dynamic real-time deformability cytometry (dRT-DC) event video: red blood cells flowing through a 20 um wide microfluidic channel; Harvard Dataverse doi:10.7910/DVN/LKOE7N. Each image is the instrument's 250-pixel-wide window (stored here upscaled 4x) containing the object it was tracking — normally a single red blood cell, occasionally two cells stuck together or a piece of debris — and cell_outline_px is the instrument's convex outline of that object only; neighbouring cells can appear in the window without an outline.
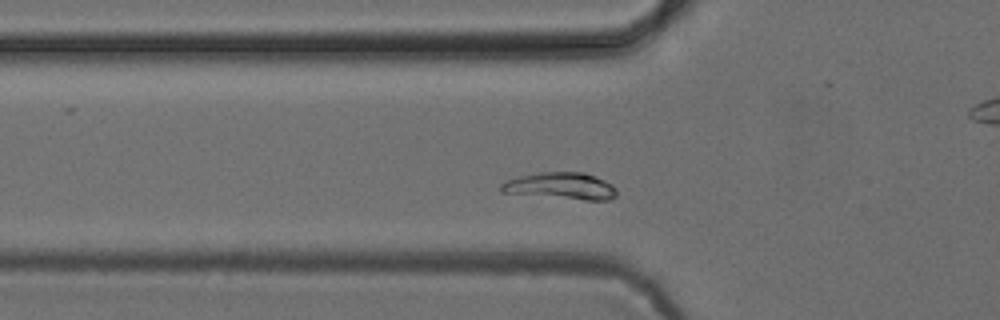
{"species": "common noctule bat (a hibernating species)", "species_latin": "Nyctalus noctula", "temperature_condition": "cold", "stored_images_in_passage": 42, "camera_frame_rate_fps": 3000, "um_per_image_px": 0.085, "animal": {"sex": "female", "body_mass_g": 24.6, "forearm_length_mm": 56.2}, "frame": {"image": 1, "passage_image": 7, "time_ms": 2.0, "image_size_px": [1000, 320], "cell_outline_px": [[616, 196], [608, 200], [584, 200], [500, 192], [500, 184], [508, 180], [520, 176], [540, 172], [584, 172], [604, 180], [612, 184], [616, 188]], "centroid_in_image_um": [47.69, 15.81], "position_along_channel_um": 78.1, "area_um2": 17.98}}
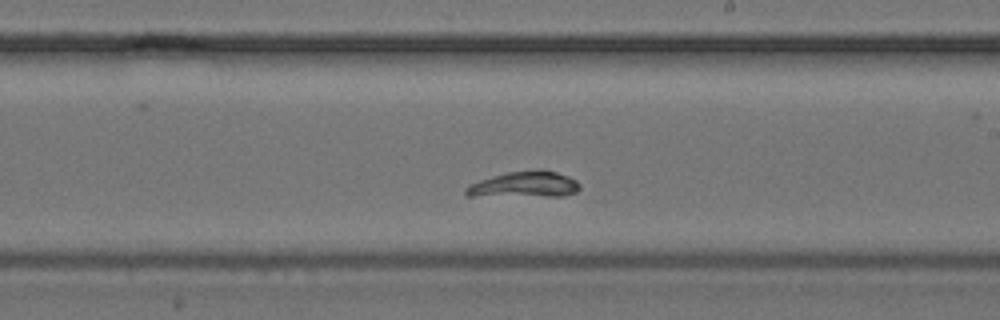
{"frame": {"image": 2, "passage_image": 20, "time_ms": 6.333, "image_size_px": [1000, 320], "cell_outline_px": [[580, 188], [576, 192], [564, 196], [464, 196], [464, 192], [472, 184], [480, 180], [492, 176], [508, 172], [556, 172], [568, 176], [576, 180], [580, 184]], "centroid_in_image_um": [44.59, 15.73], "position_along_channel_um": 244.4, "area_um2": 16.7}}
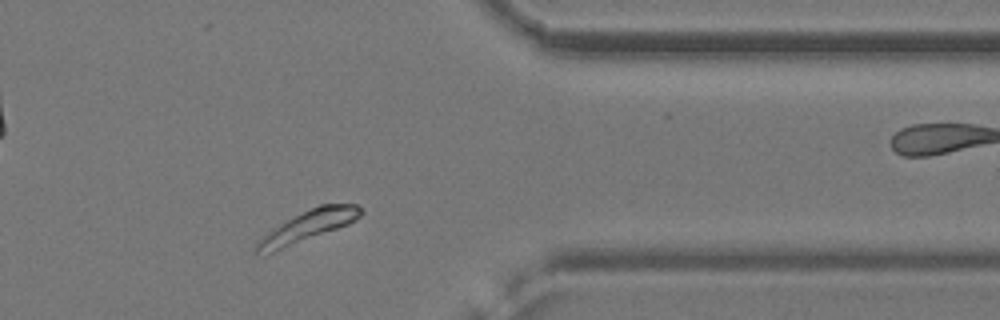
{"frame": {"image": 3, "passage_image": 32, "time_ms": 10.333, "image_size_px": [1000, 320], "cell_outline_px": [[364, 212], [360, 216], [348, 224], [272, 252], [256, 256], [252, 252], [256, 244], [268, 232], [288, 220], [320, 204], [360, 204], [364, 208]], "centroid_in_image_um": [26.2, 19.22], "position_along_channel_um": 385.2, "area_um2": 18.26}}